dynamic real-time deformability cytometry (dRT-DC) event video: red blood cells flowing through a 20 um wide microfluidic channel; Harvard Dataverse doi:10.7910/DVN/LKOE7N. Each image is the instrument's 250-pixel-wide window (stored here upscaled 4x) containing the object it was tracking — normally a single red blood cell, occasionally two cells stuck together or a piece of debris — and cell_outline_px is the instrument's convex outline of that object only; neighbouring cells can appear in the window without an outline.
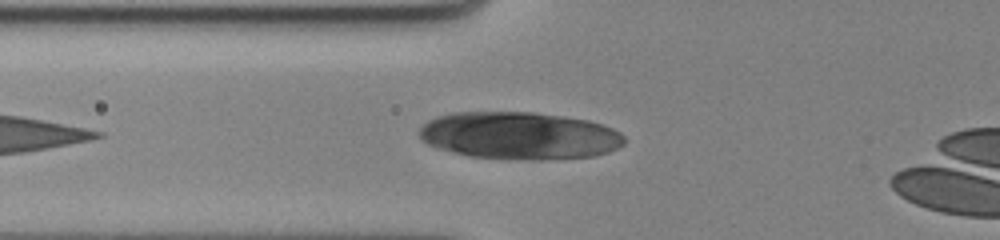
{"species": "human", "species_latin": "Homo sapiens", "temperature_condition": "cold", "stored_images_in_passage": 38, "camera_frame_rate_fps": 3000, "um_per_image_px": 0.085, "donor": {"sex": "female"}, "frame": {"image": 1, "passage_image": 4, "time_ms": 1.0, "image_size_px": [1000, 240], "cell_outline_px": [[624, 144], [608, 152], [592, 156], [540, 160], [528, 160], [468, 156], [436, 148], [420, 140], [420, 128], [428, 120], [436, 116], [452, 112], [532, 112], [564, 116], [588, 120], [612, 128], [620, 132], [624, 136]], "centroid_in_image_um": [44.12, 11.52], "position_along_channel_um": 81.7, "area_um2": 56.82}}
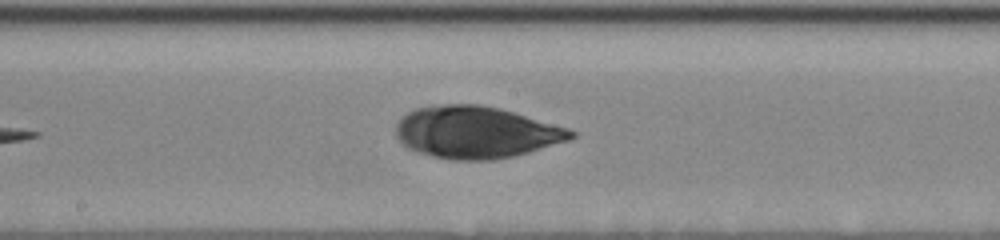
{"frame": {"image": 2, "passage_image": 15, "time_ms": 4.667, "image_size_px": [1000, 240], "cell_outline_px": [[576, 136], [572, 140], [516, 156], [492, 160], [452, 160], [432, 156], [416, 152], [408, 148], [396, 136], [396, 124], [408, 112], [416, 108], [444, 104], [480, 104], [500, 108], [568, 128], [576, 132]], "centroid_in_image_um": [40.5, 11.25], "position_along_channel_um": 207.7, "area_um2": 53.23}}
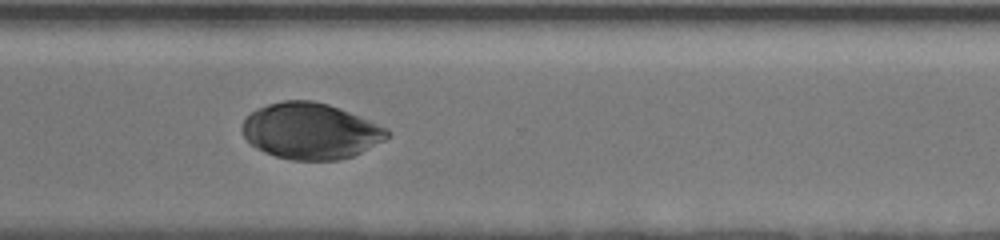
{"frame": {"image": 3, "passage_image": 27, "time_ms": 8.667, "image_size_px": [1000, 240], "cell_outline_px": [[388, 136], [384, 140], [352, 156], [340, 160], [292, 160], [276, 156], [264, 152], [256, 148], [244, 136], [240, 128], [244, 120], [256, 108], [268, 104], [284, 100], [312, 100], [328, 104], [388, 128]], "centroid_in_image_um": [26.36, 11.14], "position_along_channel_um": 344.2, "area_um2": 47.05}}